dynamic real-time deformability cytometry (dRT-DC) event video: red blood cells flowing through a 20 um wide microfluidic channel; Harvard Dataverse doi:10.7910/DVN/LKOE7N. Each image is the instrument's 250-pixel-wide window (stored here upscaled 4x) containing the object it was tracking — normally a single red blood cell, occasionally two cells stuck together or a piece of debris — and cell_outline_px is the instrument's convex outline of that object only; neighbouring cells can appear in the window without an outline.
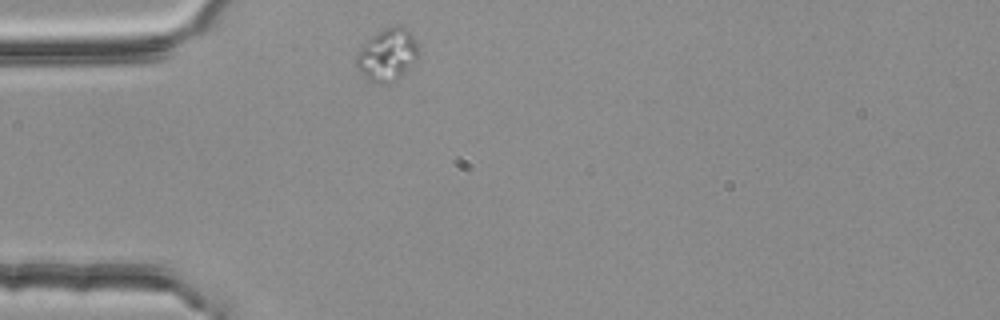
{"species": "common noctule bat (a hibernating species)", "species_latin": "Nyctalus noctula", "temperature_condition": "room temperature", "stored_images_in_passage": 1, "camera_frame_rate_fps": 3000, "um_per_image_px": 0.085, "animal": {"sex": "female", "body_mass_g": 25.1}, "frame": {"image": 1, "passage_image": 1, "time_ms": 0.0, "image_size_px": [1000, 320], "cell_outline_px": [[420, 56], [400, 76], [388, 84], [376, 84], [360, 76], [356, 68], [356, 56], [360, 48], [372, 36], [384, 28], [396, 24], [400, 24], [412, 32], [416, 40], [420, 52]], "centroid_in_image_um": [32.93, 4.66], "position_along_channel_um": 52.1, "area_um2": 19.42}}